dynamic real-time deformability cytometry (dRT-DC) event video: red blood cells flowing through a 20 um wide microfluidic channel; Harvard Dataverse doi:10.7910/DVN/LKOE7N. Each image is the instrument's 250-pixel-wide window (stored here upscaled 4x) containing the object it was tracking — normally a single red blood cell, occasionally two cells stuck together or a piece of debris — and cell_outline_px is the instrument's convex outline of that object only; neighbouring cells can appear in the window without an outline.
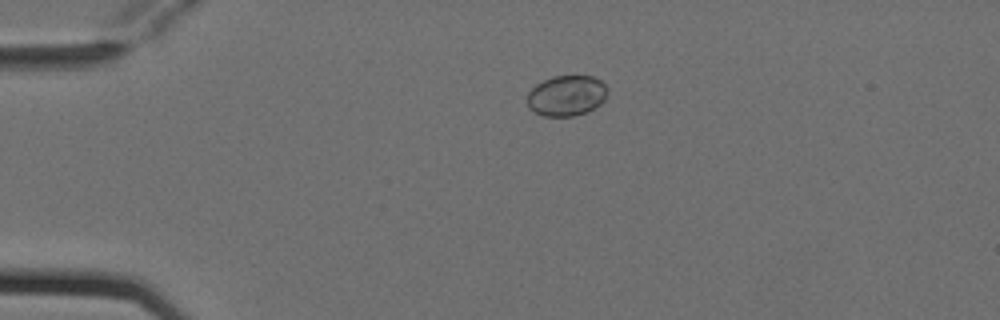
{"species": "Egyptian fruit bat (a non-hibernating species)", "species_latin": "Rousettus aegyptiacus", "temperature_condition": "cold", "stored_images_in_passage": 4, "camera_frame_rate_fps": 3000, "um_per_image_px": 0.085, "animal": {"sex": "female"}, "frame": {"image": 1, "passage_image": 3, "time_ms": 0.667, "image_size_px": [1000, 320], "cell_outline_px": [[608, 88], [604, 100], [600, 104], [588, 112], [572, 116], [544, 116], [532, 112], [528, 108], [528, 92], [536, 84], [552, 76], [592, 76], [600, 80]], "centroid_in_image_um": [48.14, 8.14], "position_along_channel_um": 36.9, "area_um2": 19.07}}